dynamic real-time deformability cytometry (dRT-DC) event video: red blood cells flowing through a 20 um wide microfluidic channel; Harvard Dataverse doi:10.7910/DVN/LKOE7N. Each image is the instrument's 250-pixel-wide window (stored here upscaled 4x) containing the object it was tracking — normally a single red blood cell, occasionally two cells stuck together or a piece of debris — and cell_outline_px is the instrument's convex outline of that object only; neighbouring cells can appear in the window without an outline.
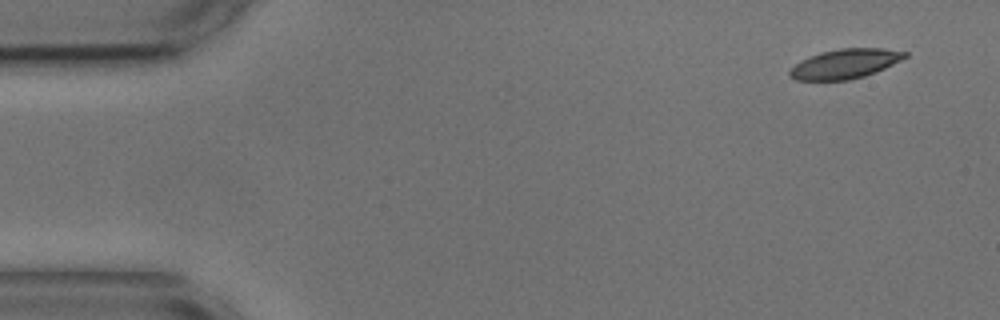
{"species": "common noctule bat (a hibernating species)", "species_latin": "Nyctalus noctula", "temperature_condition": "cold", "stored_images_in_passage": 24, "camera_frame_rate_fps": 3000, "um_per_image_px": 0.085, "animal": {"sex": "male", "body_mass_g": 17.9, "forearm_length_mm": 54.2}, "frame": {"image": 1, "passage_image": 1, "time_ms": 0.0, "image_size_px": [1000, 320], "cell_outline_px": [[908, 56], [876, 72], [864, 76], [848, 80], [796, 80], [788, 76], [788, 72], [800, 60], [820, 52], [840, 48], [884, 48], [908, 52]], "centroid_in_image_um": [71.82, 5.42], "position_along_channel_um": 13.2, "area_um2": 19.83}}
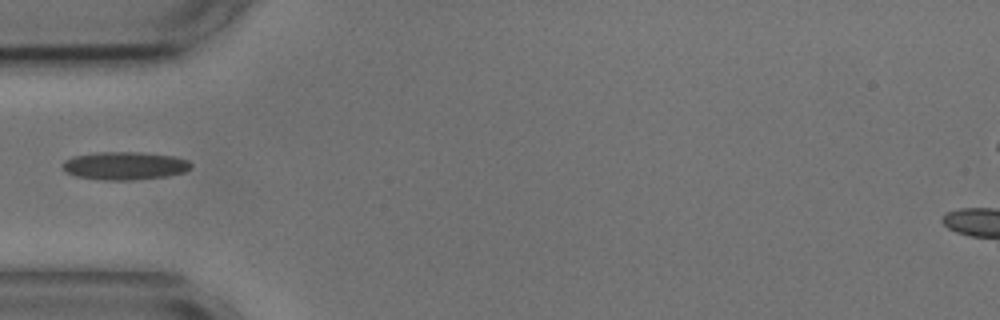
{"frame": {"image": 2, "passage_image": 7, "time_ms": 2.0, "image_size_px": [1000, 320], "cell_outline_px": [[192, 164], [184, 172], [164, 176], [132, 180], [104, 180], [76, 176], [64, 172], [60, 164], [64, 160], [72, 156], [96, 152], [140, 152], [172, 156], [188, 160]], "centroid_in_image_um": [10.51, 14.08], "position_along_channel_um": 74.5, "area_um2": 20.98}}